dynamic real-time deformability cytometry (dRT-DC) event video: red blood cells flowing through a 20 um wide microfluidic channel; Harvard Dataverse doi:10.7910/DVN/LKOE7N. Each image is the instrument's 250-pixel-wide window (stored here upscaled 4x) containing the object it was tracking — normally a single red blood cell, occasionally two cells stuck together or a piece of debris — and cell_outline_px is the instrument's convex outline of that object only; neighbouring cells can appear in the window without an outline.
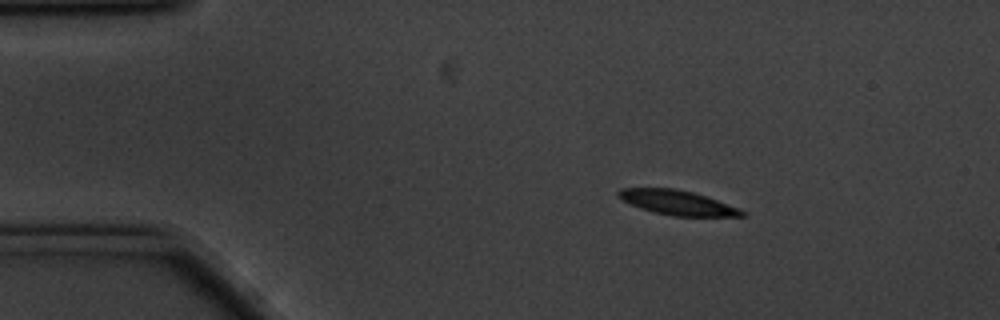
{"species": "common noctule bat (a hibernating species)", "species_latin": "Nyctalus noctula", "temperature_condition": "cold", "stored_images_in_passage": 5, "camera_frame_rate_fps": 3000, "um_per_image_px": 0.085, "animal": {"sex": "male", "body_mass_g": 20.1, "forearm_length_mm": 53.5}, "frame": {"image": 1, "passage_image": 1, "time_ms": 0.0, "image_size_px": [1000, 320], "cell_outline_px": [[748, 216], [676, 216], [656, 212], [640, 208], [616, 196], [616, 192], [620, 188], [676, 188], [692, 192], [740, 208], [748, 212]], "centroid_in_image_um": [57.61, 17.22], "position_along_channel_um": 27.4, "area_um2": 17.57}}